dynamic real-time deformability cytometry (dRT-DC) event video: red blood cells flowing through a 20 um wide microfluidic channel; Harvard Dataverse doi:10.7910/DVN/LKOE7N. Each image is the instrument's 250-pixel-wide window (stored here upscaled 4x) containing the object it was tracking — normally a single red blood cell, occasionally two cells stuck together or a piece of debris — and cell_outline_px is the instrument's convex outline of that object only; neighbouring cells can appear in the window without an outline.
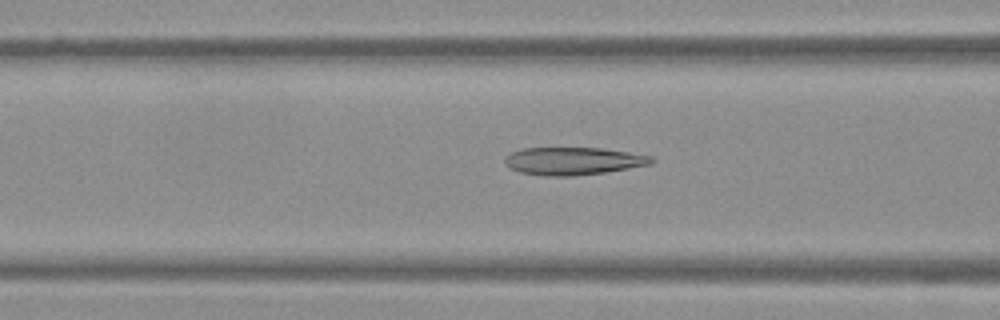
{"species": "Egyptian fruit bat (a non-hibernating species)", "species_latin": "Rousettus aegyptiacus", "temperature_condition": "warm", "stored_images_in_passage": 50, "camera_frame_rate_fps": 3000, "um_per_image_px": 0.085, "frame": {"image": 1, "passage_image": 20, "time_ms": 6.333, "image_size_px": [1000, 320], "cell_outline_px": [[656, 160], [652, 164], [604, 172], [572, 176], [544, 176], [520, 172], [504, 164], [504, 156], [520, 148], [600, 148], [628, 152], [652, 156]], "centroid_in_image_um": [48.7, 13.68], "position_along_channel_um": 117.9, "area_um2": 23.64}}
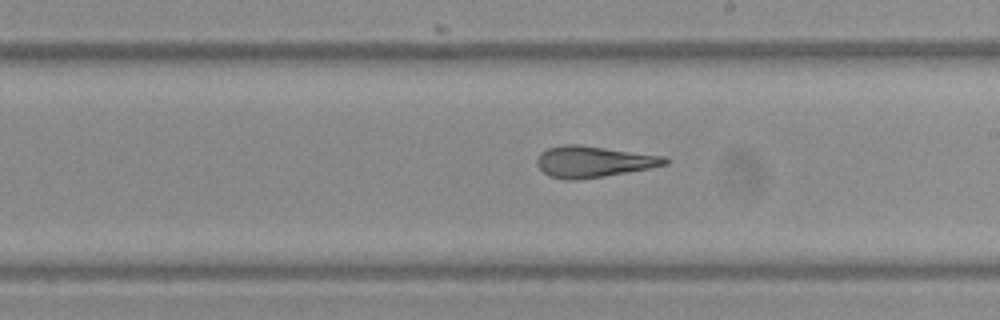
{"frame": {"image": 2, "passage_image": 29, "time_ms": 9.333, "image_size_px": [1000, 320], "cell_outline_px": [[668, 164], [648, 168], [604, 176], [576, 180], [564, 180], [548, 176], [536, 164], [536, 160], [540, 152], [548, 148], [564, 144], [580, 144], [668, 156]], "centroid_in_image_um": [50.44, 13.73], "position_along_channel_um": 238.6, "area_um2": 23.52}}
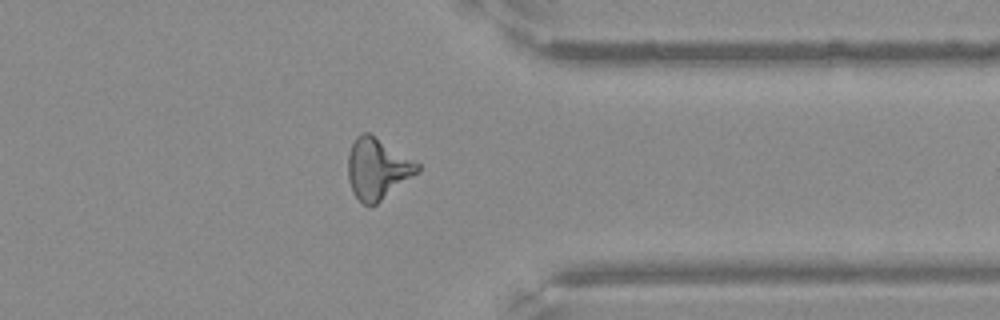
{"frame": {"image": 3, "passage_image": 40, "time_ms": 13.0, "image_size_px": [1000, 320], "cell_outline_px": [[420, 172], [376, 204], [368, 208], [360, 204], [352, 192], [348, 180], [348, 152], [356, 136], [360, 132], [368, 132], [420, 164]], "centroid_in_image_um": [32.05, 14.38], "position_along_channel_um": 379.3, "area_um2": 24.97}}